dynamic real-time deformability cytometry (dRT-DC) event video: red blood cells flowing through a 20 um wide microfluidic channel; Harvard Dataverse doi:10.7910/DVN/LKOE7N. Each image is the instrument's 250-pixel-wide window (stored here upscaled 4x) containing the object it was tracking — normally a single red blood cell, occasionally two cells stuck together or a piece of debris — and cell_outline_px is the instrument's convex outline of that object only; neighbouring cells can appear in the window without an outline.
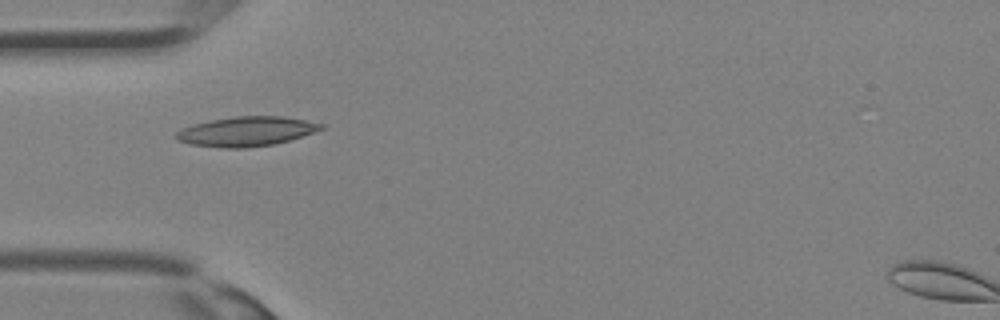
{"species": "Egyptian fruit bat (a non-hibernating species)", "species_latin": "Rousettus aegyptiacus", "temperature_condition": "room temperature", "stored_images_in_passage": 26, "camera_frame_rate_fps": 3000, "um_per_image_px": 0.085, "animal": {"sex": "female"}, "frame": {"image": 1, "passage_image": 1, "time_ms": 0.0, "image_size_px": [1000, 320], "cell_outline_px": [[324, 128], [288, 140], [272, 144], [248, 148], [220, 148], [188, 144], [176, 140], [176, 132], [192, 124], [212, 120], [236, 116], [284, 116], [324, 124]], "centroid_in_image_um": [20.89, 11.17], "position_along_channel_um": 64.1, "area_um2": 24.8}}
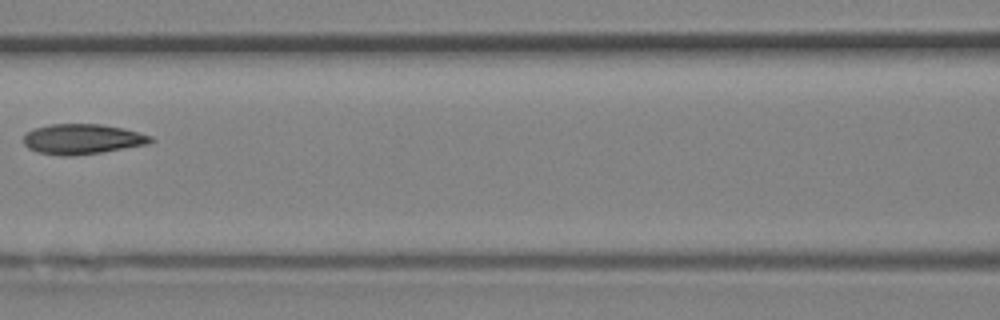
{"frame": {"image": 2, "passage_image": 6, "time_ms": 1.667, "image_size_px": [1000, 320], "cell_outline_px": [[156, 140], [148, 144], [104, 152], [72, 156], [60, 156], [36, 152], [28, 148], [24, 144], [24, 136], [28, 132], [36, 128], [52, 124], [100, 124], [124, 128], [152, 136]], "centroid_in_image_um": [7.03, 11.83], "position_along_channel_um": 159.6, "area_um2": 22.48}}
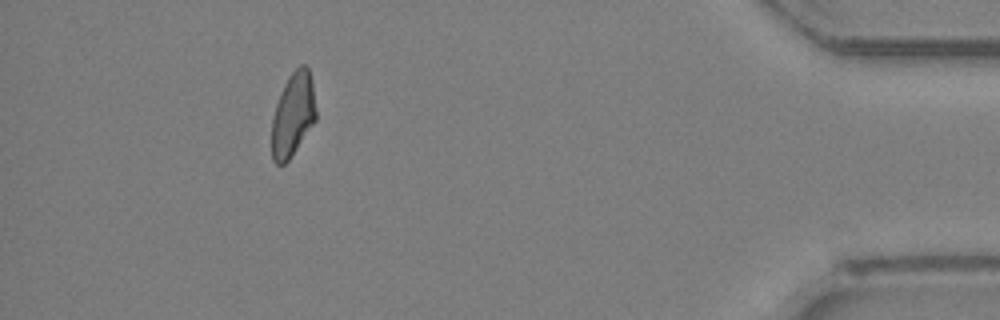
{"frame": {"image": 3, "passage_image": 22, "time_ms": 7.0, "image_size_px": [1000, 320], "cell_outline_px": [[316, 120], [288, 160], [284, 164], [276, 164], [272, 160], [272, 116], [276, 104], [284, 84], [288, 76], [300, 64], [304, 64], [308, 68], [312, 80], [316, 108]], "centroid_in_image_um": [24.9, 9.72], "position_along_channel_um": 410.3, "area_um2": 21.56}}